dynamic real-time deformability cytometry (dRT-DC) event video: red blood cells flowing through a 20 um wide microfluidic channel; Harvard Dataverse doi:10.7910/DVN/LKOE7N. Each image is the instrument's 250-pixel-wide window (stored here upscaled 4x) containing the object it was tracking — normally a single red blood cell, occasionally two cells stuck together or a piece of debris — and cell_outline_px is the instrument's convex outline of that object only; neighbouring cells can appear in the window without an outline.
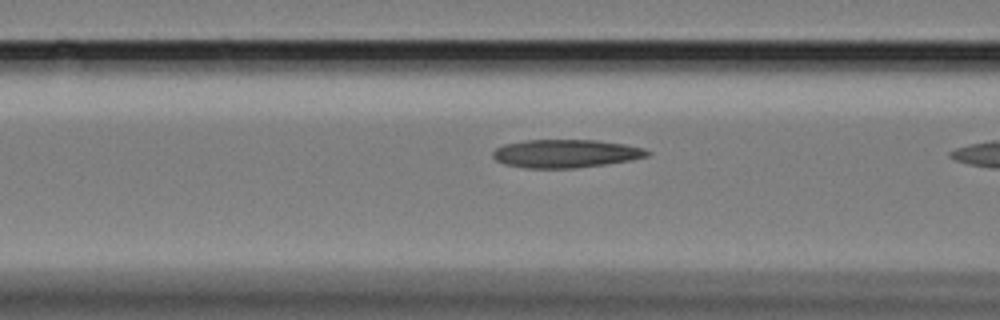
{"species": "Egyptian fruit bat (a non-hibernating species)", "species_latin": "Rousettus aegyptiacus", "temperature_condition": "cold", "stored_images_in_passage": 22, "camera_frame_rate_fps": 3000, "um_per_image_px": 0.085, "animal": {"sex": "female"}, "frame": {"image": 1, "passage_image": 21, "time_ms": 6.667, "image_size_px": [1000, 320], "cell_outline_px": [[652, 152], [648, 156], [632, 160], [576, 168], [524, 168], [504, 164], [496, 160], [492, 156], [492, 152], [496, 148], [504, 144], [524, 140], [596, 140], [624, 144], [644, 148]], "centroid_in_image_um": [48.08, 13.05], "position_along_channel_um": 118.5, "area_um2": 25.49}}